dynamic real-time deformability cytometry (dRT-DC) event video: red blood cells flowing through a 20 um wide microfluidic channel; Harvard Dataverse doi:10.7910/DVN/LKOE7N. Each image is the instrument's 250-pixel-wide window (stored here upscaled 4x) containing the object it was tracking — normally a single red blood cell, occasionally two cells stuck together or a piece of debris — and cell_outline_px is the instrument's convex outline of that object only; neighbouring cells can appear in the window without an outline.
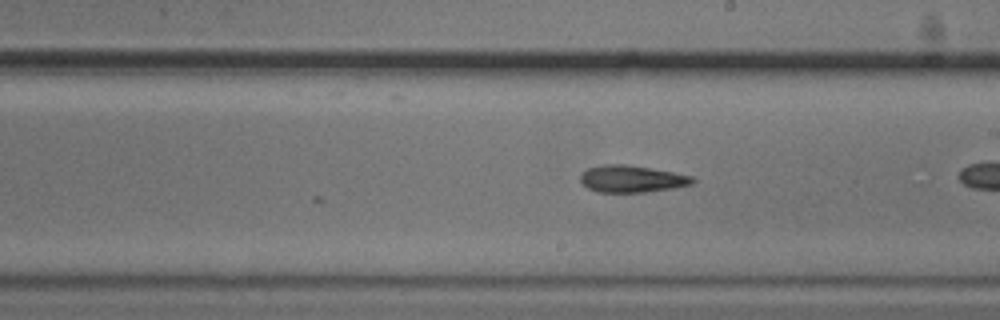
{"species": "common noctule bat (a hibernating species)", "species_latin": "Nyctalus noctula", "temperature_condition": "cold", "stored_images_in_passage": 26, "camera_frame_rate_fps": 3000, "um_per_image_px": 0.085, "animal": {"sex": "male", "body_mass_g": 20.5, "forearm_length_mm": 52.5}, "frame": {"image": 1, "passage_image": 26, "time_ms": 8.333, "image_size_px": [1000, 320], "cell_outline_px": [[696, 180], [692, 184], [672, 188], [644, 192], [596, 192], [588, 188], [580, 180], [580, 176], [588, 168], [604, 164], [624, 164], [672, 172], [692, 176]], "centroid_in_image_um": [53.69, 15.21], "position_along_channel_um": 235.3, "area_um2": 17.4}}